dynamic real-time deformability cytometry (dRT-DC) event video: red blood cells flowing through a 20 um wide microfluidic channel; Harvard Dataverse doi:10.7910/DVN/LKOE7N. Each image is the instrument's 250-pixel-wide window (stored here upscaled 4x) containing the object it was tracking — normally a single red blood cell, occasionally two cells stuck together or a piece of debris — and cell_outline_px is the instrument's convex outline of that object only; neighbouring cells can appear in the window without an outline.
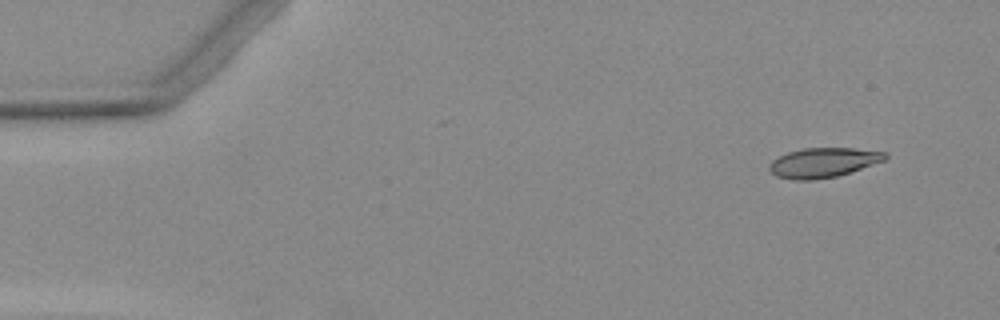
{"species": "Egyptian fruit bat (a non-hibernating species)", "species_latin": "Rousettus aegyptiacus", "temperature_condition": "warm", "stored_images_in_passage": 3, "camera_frame_rate_fps": 3000, "um_per_image_px": 0.085, "animal": {"sex": "female"}, "frame": {"image": 1, "passage_image": 1, "time_ms": 0.0, "image_size_px": [1000, 320], "cell_outline_px": [[888, 156], [884, 160], [836, 176], [812, 180], [792, 180], [776, 176], [768, 168], [768, 164], [772, 160], [788, 152], [804, 148], [852, 148], [888, 152]], "centroid_in_image_um": [69.94, 13.81], "position_along_channel_um": 15.1, "area_um2": 19.83}}